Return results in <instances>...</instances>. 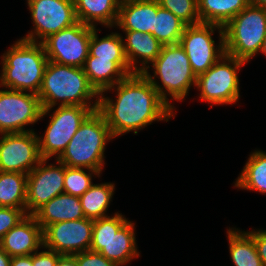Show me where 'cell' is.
<instances>
[{"mask_svg":"<svg viewBox=\"0 0 266 266\" xmlns=\"http://www.w3.org/2000/svg\"><path fill=\"white\" fill-rule=\"evenodd\" d=\"M27 4L34 28L23 40L42 43L50 35L78 22L74 0H27Z\"/></svg>","mask_w":266,"mask_h":266,"instance_id":"11","label":"cell"},{"mask_svg":"<svg viewBox=\"0 0 266 266\" xmlns=\"http://www.w3.org/2000/svg\"><path fill=\"white\" fill-rule=\"evenodd\" d=\"M114 183L107 182L92 184L91 187L80 196V202L85 218L97 220L107 217L110 201L114 195Z\"/></svg>","mask_w":266,"mask_h":266,"instance_id":"26","label":"cell"},{"mask_svg":"<svg viewBox=\"0 0 266 266\" xmlns=\"http://www.w3.org/2000/svg\"><path fill=\"white\" fill-rule=\"evenodd\" d=\"M26 215V209L0 207V240Z\"/></svg>","mask_w":266,"mask_h":266,"instance_id":"32","label":"cell"},{"mask_svg":"<svg viewBox=\"0 0 266 266\" xmlns=\"http://www.w3.org/2000/svg\"><path fill=\"white\" fill-rule=\"evenodd\" d=\"M38 224L46 226L85 218L80 198L67 193H61L42 206L35 214Z\"/></svg>","mask_w":266,"mask_h":266,"instance_id":"21","label":"cell"},{"mask_svg":"<svg viewBox=\"0 0 266 266\" xmlns=\"http://www.w3.org/2000/svg\"><path fill=\"white\" fill-rule=\"evenodd\" d=\"M129 1H138V0H118V2L120 4L124 3V2H129Z\"/></svg>","mask_w":266,"mask_h":266,"instance_id":"41","label":"cell"},{"mask_svg":"<svg viewBox=\"0 0 266 266\" xmlns=\"http://www.w3.org/2000/svg\"><path fill=\"white\" fill-rule=\"evenodd\" d=\"M42 105L37 94L19 90H0V135L34 131L25 126L42 120Z\"/></svg>","mask_w":266,"mask_h":266,"instance_id":"13","label":"cell"},{"mask_svg":"<svg viewBox=\"0 0 266 266\" xmlns=\"http://www.w3.org/2000/svg\"><path fill=\"white\" fill-rule=\"evenodd\" d=\"M27 174L0 171V207L26 209Z\"/></svg>","mask_w":266,"mask_h":266,"instance_id":"27","label":"cell"},{"mask_svg":"<svg viewBox=\"0 0 266 266\" xmlns=\"http://www.w3.org/2000/svg\"><path fill=\"white\" fill-rule=\"evenodd\" d=\"M61 254L47 249L46 251L33 253V266H56V262Z\"/></svg>","mask_w":266,"mask_h":266,"instance_id":"34","label":"cell"},{"mask_svg":"<svg viewBox=\"0 0 266 266\" xmlns=\"http://www.w3.org/2000/svg\"><path fill=\"white\" fill-rule=\"evenodd\" d=\"M160 6L171 11L186 25L201 23L198 13V0H158Z\"/></svg>","mask_w":266,"mask_h":266,"instance_id":"31","label":"cell"},{"mask_svg":"<svg viewBox=\"0 0 266 266\" xmlns=\"http://www.w3.org/2000/svg\"><path fill=\"white\" fill-rule=\"evenodd\" d=\"M157 0H138L120 4L115 26L121 30L154 33Z\"/></svg>","mask_w":266,"mask_h":266,"instance_id":"20","label":"cell"},{"mask_svg":"<svg viewBox=\"0 0 266 266\" xmlns=\"http://www.w3.org/2000/svg\"><path fill=\"white\" fill-rule=\"evenodd\" d=\"M41 160L35 131L1 134L0 171L28 174Z\"/></svg>","mask_w":266,"mask_h":266,"instance_id":"14","label":"cell"},{"mask_svg":"<svg viewBox=\"0 0 266 266\" xmlns=\"http://www.w3.org/2000/svg\"><path fill=\"white\" fill-rule=\"evenodd\" d=\"M78 266H117L114 262L108 260L99 252L86 250L73 255Z\"/></svg>","mask_w":266,"mask_h":266,"instance_id":"33","label":"cell"},{"mask_svg":"<svg viewBox=\"0 0 266 266\" xmlns=\"http://www.w3.org/2000/svg\"><path fill=\"white\" fill-rule=\"evenodd\" d=\"M10 266H33V254L28 256H13Z\"/></svg>","mask_w":266,"mask_h":266,"instance_id":"36","label":"cell"},{"mask_svg":"<svg viewBox=\"0 0 266 266\" xmlns=\"http://www.w3.org/2000/svg\"><path fill=\"white\" fill-rule=\"evenodd\" d=\"M0 246L11 257L28 256L43 249V229L34 215H26L0 240Z\"/></svg>","mask_w":266,"mask_h":266,"instance_id":"17","label":"cell"},{"mask_svg":"<svg viewBox=\"0 0 266 266\" xmlns=\"http://www.w3.org/2000/svg\"><path fill=\"white\" fill-rule=\"evenodd\" d=\"M37 95L43 108L41 118L57 105L99 106L100 98V94L89 83L83 68L61 65L53 61H48L46 65ZM92 98H96L93 103Z\"/></svg>","mask_w":266,"mask_h":266,"instance_id":"2","label":"cell"},{"mask_svg":"<svg viewBox=\"0 0 266 266\" xmlns=\"http://www.w3.org/2000/svg\"><path fill=\"white\" fill-rule=\"evenodd\" d=\"M227 235L234 266H264L252 237L246 231L229 228Z\"/></svg>","mask_w":266,"mask_h":266,"instance_id":"24","label":"cell"},{"mask_svg":"<svg viewBox=\"0 0 266 266\" xmlns=\"http://www.w3.org/2000/svg\"><path fill=\"white\" fill-rule=\"evenodd\" d=\"M11 258L0 246V266H10Z\"/></svg>","mask_w":266,"mask_h":266,"instance_id":"38","label":"cell"},{"mask_svg":"<svg viewBox=\"0 0 266 266\" xmlns=\"http://www.w3.org/2000/svg\"><path fill=\"white\" fill-rule=\"evenodd\" d=\"M77 20L96 27L97 23L115 27L118 19V0H74Z\"/></svg>","mask_w":266,"mask_h":266,"instance_id":"22","label":"cell"},{"mask_svg":"<svg viewBox=\"0 0 266 266\" xmlns=\"http://www.w3.org/2000/svg\"><path fill=\"white\" fill-rule=\"evenodd\" d=\"M94 220L83 218L53 223L43 229V248L61 255L90 250Z\"/></svg>","mask_w":266,"mask_h":266,"instance_id":"16","label":"cell"},{"mask_svg":"<svg viewBox=\"0 0 266 266\" xmlns=\"http://www.w3.org/2000/svg\"><path fill=\"white\" fill-rule=\"evenodd\" d=\"M89 83L100 94L105 89L114 86L134 74L128 61H111L95 56H88L83 66Z\"/></svg>","mask_w":266,"mask_h":266,"instance_id":"19","label":"cell"},{"mask_svg":"<svg viewBox=\"0 0 266 266\" xmlns=\"http://www.w3.org/2000/svg\"><path fill=\"white\" fill-rule=\"evenodd\" d=\"M250 5L266 8V0H248Z\"/></svg>","mask_w":266,"mask_h":266,"instance_id":"39","label":"cell"},{"mask_svg":"<svg viewBox=\"0 0 266 266\" xmlns=\"http://www.w3.org/2000/svg\"><path fill=\"white\" fill-rule=\"evenodd\" d=\"M1 60L0 87L38 94L48 63L42 43L18 39Z\"/></svg>","mask_w":266,"mask_h":266,"instance_id":"3","label":"cell"},{"mask_svg":"<svg viewBox=\"0 0 266 266\" xmlns=\"http://www.w3.org/2000/svg\"><path fill=\"white\" fill-rule=\"evenodd\" d=\"M249 5L248 0H198L201 23L224 27Z\"/></svg>","mask_w":266,"mask_h":266,"instance_id":"23","label":"cell"},{"mask_svg":"<svg viewBox=\"0 0 266 266\" xmlns=\"http://www.w3.org/2000/svg\"><path fill=\"white\" fill-rule=\"evenodd\" d=\"M113 138L104 115L95 110L80 125L57 160L68 167L96 170L102 174L106 143Z\"/></svg>","mask_w":266,"mask_h":266,"instance_id":"4","label":"cell"},{"mask_svg":"<svg viewBox=\"0 0 266 266\" xmlns=\"http://www.w3.org/2000/svg\"><path fill=\"white\" fill-rule=\"evenodd\" d=\"M151 65L154 75L151 76L149 70H145L143 74L160 97L175 110L167 96L178 102L184 100L190 87H195L197 77L184 48L179 43L163 45L159 56ZM156 77L160 79L161 85L156 81Z\"/></svg>","mask_w":266,"mask_h":266,"instance_id":"5","label":"cell"},{"mask_svg":"<svg viewBox=\"0 0 266 266\" xmlns=\"http://www.w3.org/2000/svg\"><path fill=\"white\" fill-rule=\"evenodd\" d=\"M111 90L117 93L115 100L104 96ZM98 110L104 115L114 138L131 131L137 134L138 130L153 121L168 122L175 116L174 110L160 97L143 73L128 75L102 91Z\"/></svg>","mask_w":266,"mask_h":266,"instance_id":"1","label":"cell"},{"mask_svg":"<svg viewBox=\"0 0 266 266\" xmlns=\"http://www.w3.org/2000/svg\"><path fill=\"white\" fill-rule=\"evenodd\" d=\"M223 29L225 53L247 63L260 53L266 37V8L249 4Z\"/></svg>","mask_w":266,"mask_h":266,"instance_id":"7","label":"cell"},{"mask_svg":"<svg viewBox=\"0 0 266 266\" xmlns=\"http://www.w3.org/2000/svg\"><path fill=\"white\" fill-rule=\"evenodd\" d=\"M134 225L118 212L113 216L94 220L90 250L99 252L117 266L140 257Z\"/></svg>","mask_w":266,"mask_h":266,"instance_id":"6","label":"cell"},{"mask_svg":"<svg viewBox=\"0 0 266 266\" xmlns=\"http://www.w3.org/2000/svg\"><path fill=\"white\" fill-rule=\"evenodd\" d=\"M55 160L57 164L47 165L48 159H42L27 174L26 214L34 215L52 198L64 193L65 165Z\"/></svg>","mask_w":266,"mask_h":266,"instance_id":"15","label":"cell"},{"mask_svg":"<svg viewBox=\"0 0 266 266\" xmlns=\"http://www.w3.org/2000/svg\"><path fill=\"white\" fill-rule=\"evenodd\" d=\"M98 30L95 28L92 31L88 56L111 59V61H128L124 50L122 34L112 32L99 39Z\"/></svg>","mask_w":266,"mask_h":266,"instance_id":"29","label":"cell"},{"mask_svg":"<svg viewBox=\"0 0 266 266\" xmlns=\"http://www.w3.org/2000/svg\"><path fill=\"white\" fill-rule=\"evenodd\" d=\"M99 106H58L50 116L44 136H38L42 159H58L84 120Z\"/></svg>","mask_w":266,"mask_h":266,"instance_id":"9","label":"cell"},{"mask_svg":"<svg viewBox=\"0 0 266 266\" xmlns=\"http://www.w3.org/2000/svg\"><path fill=\"white\" fill-rule=\"evenodd\" d=\"M260 52L266 56V37L263 41V45Z\"/></svg>","mask_w":266,"mask_h":266,"instance_id":"40","label":"cell"},{"mask_svg":"<svg viewBox=\"0 0 266 266\" xmlns=\"http://www.w3.org/2000/svg\"><path fill=\"white\" fill-rule=\"evenodd\" d=\"M235 187L242 190L266 193V152L255 150L239 174Z\"/></svg>","mask_w":266,"mask_h":266,"instance_id":"25","label":"cell"},{"mask_svg":"<svg viewBox=\"0 0 266 266\" xmlns=\"http://www.w3.org/2000/svg\"><path fill=\"white\" fill-rule=\"evenodd\" d=\"M187 25L171 11L162 8L157 0V14L152 34L163 45L178 44Z\"/></svg>","mask_w":266,"mask_h":266,"instance_id":"28","label":"cell"},{"mask_svg":"<svg viewBox=\"0 0 266 266\" xmlns=\"http://www.w3.org/2000/svg\"><path fill=\"white\" fill-rule=\"evenodd\" d=\"M56 266H78L77 261L73 255H61Z\"/></svg>","mask_w":266,"mask_h":266,"instance_id":"37","label":"cell"},{"mask_svg":"<svg viewBox=\"0 0 266 266\" xmlns=\"http://www.w3.org/2000/svg\"><path fill=\"white\" fill-rule=\"evenodd\" d=\"M95 28L78 21L50 35L42 42L48 61L83 68L89 55L91 34Z\"/></svg>","mask_w":266,"mask_h":266,"instance_id":"12","label":"cell"},{"mask_svg":"<svg viewBox=\"0 0 266 266\" xmlns=\"http://www.w3.org/2000/svg\"><path fill=\"white\" fill-rule=\"evenodd\" d=\"M246 64L228 54L214 63L206 72L196 77L195 87L201 101L214 105L234 104L240 99L238 71Z\"/></svg>","mask_w":266,"mask_h":266,"instance_id":"8","label":"cell"},{"mask_svg":"<svg viewBox=\"0 0 266 266\" xmlns=\"http://www.w3.org/2000/svg\"><path fill=\"white\" fill-rule=\"evenodd\" d=\"M247 233L252 237L258 255L261 258L263 265L266 266V230H253L247 231Z\"/></svg>","mask_w":266,"mask_h":266,"instance_id":"35","label":"cell"},{"mask_svg":"<svg viewBox=\"0 0 266 266\" xmlns=\"http://www.w3.org/2000/svg\"><path fill=\"white\" fill-rule=\"evenodd\" d=\"M65 166L64 193L72 196H82L93 184V175L100 177L96 170ZM86 171V172H85Z\"/></svg>","mask_w":266,"mask_h":266,"instance_id":"30","label":"cell"},{"mask_svg":"<svg viewBox=\"0 0 266 266\" xmlns=\"http://www.w3.org/2000/svg\"><path fill=\"white\" fill-rule=\"evenodd\" d=\"M122 31L126 35L123 39V44L129 66L134 73H143L150 68L149 64H152L159 56L163 44L147 32ZM137 63H140L141 66L137 65Z\"/></svg>","mask_w":266,"mask_h":266,"instance_id":"18","label":"cell"},{"mask_svg":"<svg viewBox=\"0 0 266 266\" xmlns=\"http://www.w3.org/2000/svg\"><path fill=\"white\" fill-rule=\"evenodd\" d=\"M216 29L219 31V45L212 37ZM179 44L184 48L194 74L198 76L225 54L224 29L210 23L187 25Z\"/></svg>","mask_w":266,"mask_h":266,"instance_id":"10","label":"cell"}]
</instances>
